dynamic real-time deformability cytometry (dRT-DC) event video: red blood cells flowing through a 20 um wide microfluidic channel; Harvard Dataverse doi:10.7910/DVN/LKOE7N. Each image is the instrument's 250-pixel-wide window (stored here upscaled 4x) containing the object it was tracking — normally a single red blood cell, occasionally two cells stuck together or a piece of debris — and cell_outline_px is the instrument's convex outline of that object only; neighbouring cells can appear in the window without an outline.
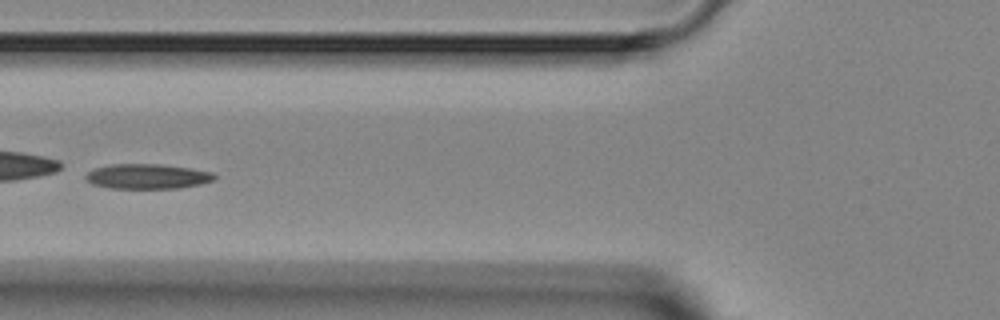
{"species": "Egyptian fruit bat (a non-hibernating species)", "species_latin": "Rousettus aegyptiacus", "temperature_condition": "room temperature", "stored_images_in_passage": 5, "camera_frame_rate_fps": 3000, "um_per_image_px": 0.085, "animal": {"sex": "female"}, "frame": {"image": 1, "passage_image": 4, "time_ms": 4.333, "image_size_px": [1000, 320], "cell_outline_px": [[216, 180], [200, 184], [176, 188], [112, 188], [92, 184], [84, 176], [88, 172], [96, 168], [112, 164], [160, 164], [188, 168], [212, 172], [216, 176]], "centroid_in_image_um": [12.54, 14.99], "position_along_channel_um": 113.3, "area_um2": 18.5}}
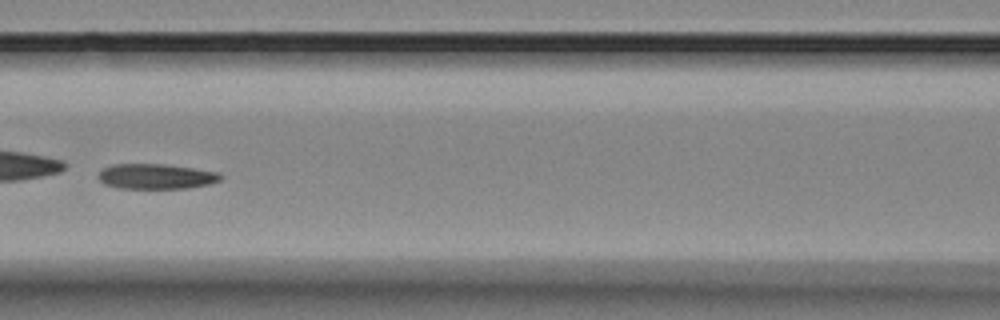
{"frame": {"image": 2, "passage_image": 5, "time_ms": 5.333, "image_size_px": [1000, 320], "cell_outline_px": [[224, 176], [220, 180], [208, 184], [188, 188], [120, 188], [104, 184], [96, 176], [104, 168], [112, 164], [164, 164], [220, 172]], "centroid_in_image_um": [13.27, 14.99], "position_along_channel_um": 153.3, "area_um2": 17.92}}